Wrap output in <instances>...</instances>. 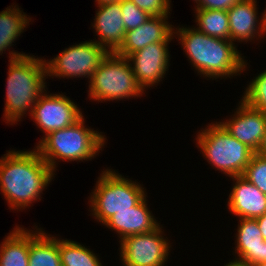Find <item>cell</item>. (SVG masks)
Masks as SVG:
<instances>
[{"label":"cell","instance_id":"cell-5","mask_svg":"<svg viewBox=\"0 0 266 266\" xmlns=\"http://www.w3.org/2000/svg\"><path fill=\"white\" fill-rule=\"evenodd\" d=\"M198 132V147L209 164L229 177L242 176L254 152L217 122Z\"/></svg>","mask_w":266,"mask_h":266},{"label":"cell","instance_id":"cell-18","mask_svg":"<svg viewBox=\"0 0 266 266\" xmlns=\"http://www.w3.org/2000/svg\"><path fill=\"white\" fill-rule=\"evenodd\" d=\"M235 254L240 261L252 266L266 262V241L262 237L256 219L239 218Z\"/></svg>","mask_w":266,"mask_h":266},{"label":"cell","instance_id":"cell-9","mask_svg":"<svg viewBox=\"0 0 266 266\" xmlns=\"http://www.w3.org/2000/svg\"><path fill=\"white\" fill-rule=\"evenodd\" d=\"M160 225L151 232L120 240V258L124 266H163L169 254V242Z\"/></svg>","mask_w":266,"mask_h":266},{"label":"cell","instance_id":"cell-6","mask_svg":"<svg viewBox=\"0 0 266 266\" xmlns=\"http://www.w3.org/2000/svg\"><path fill=\"white\" fill-rule=\"evenodd\" d=\"M88 96L94 101H113L142 96L132 64L126 57L109 52L89 81Z\"/></svg>","mask_w":266,"mask_h":266},{"label":"cell","instance_id":"cell-1","mask_svg":"<svg viewBox=\"0 0 266 266\" xmlns=\"http://www.w3.org/2000/svg\"><path fill=\"white\" fill-rule=\"evenodd\" d=\"M54 175L36 149L9 150L0 158V190L12 210L29 208L31 203L40 200V194Z\"/></svg>","mask_w":266,"mask_h":266},{"label":"cell","instance_id":"cell-17","mask_svg":"<svg viewBox=\"0 0 266 266\" xmlns=\"http://www.w3.org/2000/svg\"><path fill=\"white\" fill-rule=\"evenodd\" d=\"M104 225L113 229L120 236V240L125 237L151 232L160 223L152 216L147 207L146 196L134 207L129 210L118 211Z\"/></svg>","mask_w":266,"mask_h":266},{"label":"cell","instance_id":"cell-10","mask_svg":"<svg viewBox=\"0 0 266 266\" xmlns=\"http://www.w3.org/2000/svg\"><path fill=\"white\" fill-rule=\"evenodd\" d=\"M45 136L77 122L83 115L79 107L62 94L42 93L30 115Z\"/></svg>","mask_w":266,"mask_h":266},{"label":"cell","instance_id":"cell-31","mask_svg":"<svg viewBox=\"0 0 266 266\" xmlns=\"http://www.w3.org/2000/svg\"><path fill=\"white\" fill-rule=\"evenodd\" d=\"M122 0H96L98 5H104V4H112V3H120Z\"/></svg>","mask_w":266,"mask_h":266},{"label":"cell","instance_id":"cell-13","mask_svg":"<svg viewBox=\"0 0 266 266\" xmlns=\"http://www.w3.org/2000/svg\"><path fill=\"white\" fill-rule=\"evenodd\" d=\"M256 3L257 0H240L227 11L230 41L248 42L266 34V11L259 22Z\"/></svg>","mask_w":266,"mask_h":266},{"label":"cell","instance_id":"cell-25","mask_svg":"<svg viewBox=\"0 0 266 266\" xmlns=\"http://www.w3.org/2000/svg\"><path fill=\"white\" fill-rule=\"evenodd\" d=\"M242 176L266 194V155L254 153Z\"/></svg>","mask_w":266,"mask_h":266},{"label":"cell","instance_id":"cell-29","mask_svg":"<svg viewBox=\"0 0 266 266\" xmlns=\"http://www.w3.org/2000/svg\"><path fill=\"white\" fill-rule=\"evenodd\" d=\"M259 229L261 230L262 237L266 241V213L256 218Z\"/></svg>","mask_w":266,"mask_h":266},{"label":"cell","instance_id":"cell-19","mask_svg":"<svg viewBox=\"0 0 266 266\" xmlns=\"http://www.w3.org/2000/svg\"><path fill=\"white\" fill-rule=\"evenodd\" d=\"M13 229L0 245V266H29L30 230Z\"/></svg>","mask_w":266,"mask_h":266},{"label":"cell","instance_id":"cell-11","mask_svg":"<svg viewBox=\"0 0 266 266\" xmlns=\"http://www.w3.org/2000/svg\"><path fill=\"white\" fill-rule=\"evenodd\" d=\"M172 33L164 42H156L130 54L127 59L133 63L132 70L143 90L160 82L169 66L168 43L174 39Z\"/></svg>","mask_w":266,"mask_h":266},{"label":"cell","instance_id":"cell-20","mask_svg":"<svg viewBox=\"0 0 266 266\" xmlns=\"http://www.w3.org/2000/svg\"><path fill=\"white\" fill-rule=\"evenodd\" d=\"M29 266H61L58 238L39 228L30 231Z\"/></svg>","mask_w":266,"mask_h":266},{"label":"cell","instance_id":"cell-26","mask_svg":"<svg viewBox=\"0 0 266 266\" xmlns=\"http://www.w3.org/2000/svg\"><path fill=\"white\" fill-rule=\"evenodd\" d=\"M120 5L126 31L138 28L151 17L130 0H122Z\"/></svg>","mask_w":266,"mask_h":266},{"label":"cell","instance_id":"cell-33","mask_svg":"<svg viewBox=\"0 0 266 266\" xmlns=\"http://www.w3.org/2000/svg\"><path fill=\"white\" fill-rule=\"evenodd\" d=\"M252 266H266V262L258 263V264L252 265Z\"/></svg>","mask_w":266,"mask_h":266},{"label":"cell","instance_id":"cell-21","mask_svg":"<svg viewBox=\"0 0 266 266\" xmlns=\"http://www.w3.org/2000/svg\"><path fill=\"white\" fill-rule=\"evenodd\" d=\"M14 7V8H13ZM23 13V14H22ZM31 18L27 17L17 5L0 13V54L9 49L16 38L23 33ZM9 47V48H8Z\"/></svg>","mask_w":266,"mask_h":266},{"label":"cell","instance_id":"cell-23","mask_svg":"<svg viewBox=\"0 0 266 266\" xmlns=\"http://www.w3.org/2000/svg\"><path fill=\"white\" fill-rule=\"evenodd\" d=\"M61 266H102L90 249L71 240L58 239Z\"/></svg>","mask_w":266,"mask_h":266},{"label":"cell","instance_id":"cell-32","mask_svg":"<svg viewBox=\"0 0 266 266\" xmlns=\"http://www.w3.org/2000/svg\"><path fill=\"white\" fill-rule=\"evenodd\" d=\"M259 153L266 155V133H265V138L262 144L261 151Z\"/></svg>","mask_w":266,"mask_h":266},{"label":"cell","instance_id":"cell-12","mask_svg":"<svg viewBox=\"0 0 266 266\" xmlns=\"http://www.w3.org/2000/svg\"><path fill=\"white\" fill-rule=\"evenodd\" d=\"M226 131L238 141L259 153L266 133V113L252 108L243 99L234 116L219 122Z\"/></svg>","mask_w":266,"mask_h":266},{"label":"cell","instance_id":"cell-24","mask_svg":"<svg viewBox=\"0 0 266 266\" xmlns=\"http://www.w3.org/2000/svg\"><path fill=\"white\" fill-rule=\"evenodd\" d=\"M242 99L252 108L266 113V70L252 79Z\"/></svg>","mask_w":266,"mask_h":266},{"label":"cell","instance_id":"cell-8","mask_svg":"<svg viewBox=\"0 0 266 266\" xmlns=\"http://www.w3.org/2000/svg\"><path fill=\"white\" fill-rule=\"evenodd\" d=\"M109 52L96 41H85L65 48L50 61L45 60L47 76L91 79Z\"/></svg>","mask_w":266,"mask_h":266},{"label":"cell","instance_id":"cell-30","mask_svg":"<svg viewBox=\"0 0 266 266\" xmlns=\"http://www.w3.org/2000/svg\"><path fill=\"white\" fill-rule=\"evenodd\" d=\"M225 266H249V265H247L243 261H240V260L236 259V260H233V261L229 262Z\"/></svg>","mask_w":266,"mask_h":266},{"label":"cell","instance_id":"cell-27","mask_svg":"<svg viewBox=\"0 0 266 266\" xmlns=\"http://www.w3.org/2000/svg\"><path fill=\"white\" fill-rule=\"evenodd\" d=\"M150 16H168L170 0H130Z\"/></svg>","mask_w":266,"mask_h":266},{"label":"cell","instance_id":"cell-16","mask_svg":"<svg viewBox=\"0 0 266 266\" xmlns=\"http://www.w3.org/2000/svg\"><path fill=\"white\" fill-rule=\"evenodd\" d=\"M166 19L168 16H151L138 28L126 31L124 42L115 53L127 58L149 44L164 42L174 32Z\"/></svg>","mask_w":266,"mask_h":266},{"label":"cell","instance_id":"cell-7","mask_svg":"<svg viewBox=\"0 0 266 266\" xmlns=\"http://www.w3.org/2000/svg\"><path fill=\"white\" fill-rule=\"evenodd\" d=\"M144 188L111 169L102 171L90 196L92 215L104 224L118 211L129 210L145 196Z\"/></svg>","mask_w":266,"mask_h":266},{"label":"cell","instance_id":"cell-22","mask_svg":"<svg viewBox=\"0 0 266 266\" xmlns=\"http://www.w3.org/2000/svg\"><path fill=\"white\" fill-rule=\"evenodd\" d=\"M197 29L214 38L230 40L227 11L195 9Z\"/></svg>","mask_w":266,"mask_h":266},{"label":"cell","instance_id":"cell-3","mask_svg":"<svg viewBox=\"0 0 266 266\" xmlns=\"http://www.w3.org/2000/svg\"><path fill=\"white\" fill-rule=\"evenodd\" d=\"M6 103L3 117L6 122L17 123L31 110L46 87L45 59L24 53L9 52Z\"/></svg>","mask_w":266,"mask_h":266},{"label":"cell","instance_id":"cell-4","mask_svg":"<svg viewBox=\"0 0 266 266\" xmlns=\"http://www.w3.org/2000/svg\"><path fill=\"white\" fill-rule=\"evenodd\" d=\"M83 117L66 128L47 134L34 147L53 171H56L57 159L65 162L91 160L102 150L105 135L87 128Z\"/></svg>","mask_w":266,"mask_h":266},{"label":"cell","instance_id":"cell-14","mask_svg":"<svg viewBox=\"0 0 266 266\" xmlns=\"http://www.w3.org/2000/svg\"><path fill=\"white\" fill-rule=\"evenodd\" d=\"M92 24L97 36L100 37L98 41L96 39L93 41L108 52L115 53L123 44L126 32L120 3L98 5Z\"/></svg>","mask_w":266,"mask_h":266},{"label":"cell","instance_id":"cell-15","mask_svg":"<svg viewBox=\"0 0 266 266\" xmlns=\"http://www.w3.org/2000/svg\"><path fill=\"white\" fill-rule=\"evenodd\" d=\"M235 185L229 194L230 213L239 218L256 219L266 213V194L243 176H232Z\"/></svg>","mask_w":266,"mask_h":266},{"label":"cell","instance_id":"cell-2","mask_svg":"<svg viewBox=\"0 0 266 266\" xmlns=\"http://www.w3.org/2000/svg\"><path fill=\"white\" fill-rule=\"evenodd\" d=\"M190 63L199 74L208 78L229 77L245 71L246 62L230 40L214 38L197 28H176Z\"/></svg>","mask_w":266,"mask_h":266},{"label":"cell","instance_id":"cell-28","mask_svg":"<svg viewBox=\"0 0 266 266\" xmlns=\"http://www.w3.org/2000/svg\"><path fill=\"white\" fill-rule=\"evenodd\" d=\"M196 9H213L228 11L234 4L240 0H194Z\"/></svg>","mask_w":266,"mask_h":266}]
</instances>
